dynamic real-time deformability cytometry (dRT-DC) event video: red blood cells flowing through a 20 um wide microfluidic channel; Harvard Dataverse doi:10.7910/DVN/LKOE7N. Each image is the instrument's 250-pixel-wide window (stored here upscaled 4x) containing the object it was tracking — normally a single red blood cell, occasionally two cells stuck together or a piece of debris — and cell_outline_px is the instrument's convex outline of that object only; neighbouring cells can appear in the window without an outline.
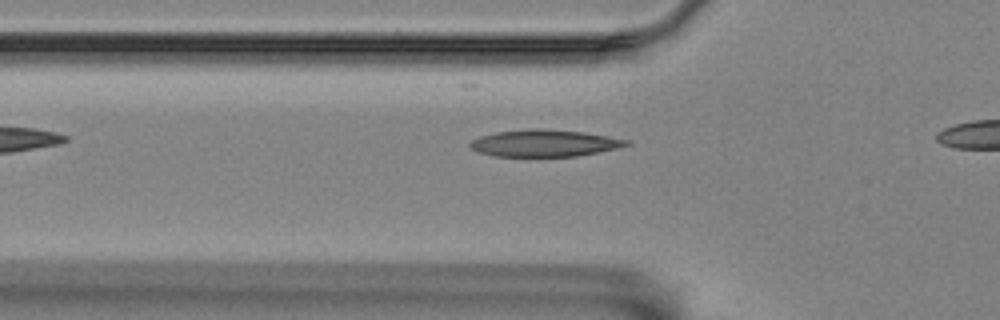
{"species": "Egyptian fruit bat (a non-hibernating species)", "species_latin": "Rousettus aegyptiacus", "temperature_condition": "room temperature", "stored_images_in_passage": 6, "camera_frame_rate_fps": 3000, "um_per_image_px": 0.085, "animal": {"sex": "female"}, "frame": {"image": 1, "passage_image": 6, "time_ms": 1.667, "image_size_px": [1000, 320], "cell_outline_px": [[632, 144], [616, 148], [576, 156], [492, 156], [476, 152], [468, 144], [472, 140], [480, 136], [496, 132], [528, 128], [544, 128], [584, 132], [632, 140]], "centroid_in_image_um": [46.27, 12.16], "position_along_channel_um": 79.5, "area_um2": 24.68}}